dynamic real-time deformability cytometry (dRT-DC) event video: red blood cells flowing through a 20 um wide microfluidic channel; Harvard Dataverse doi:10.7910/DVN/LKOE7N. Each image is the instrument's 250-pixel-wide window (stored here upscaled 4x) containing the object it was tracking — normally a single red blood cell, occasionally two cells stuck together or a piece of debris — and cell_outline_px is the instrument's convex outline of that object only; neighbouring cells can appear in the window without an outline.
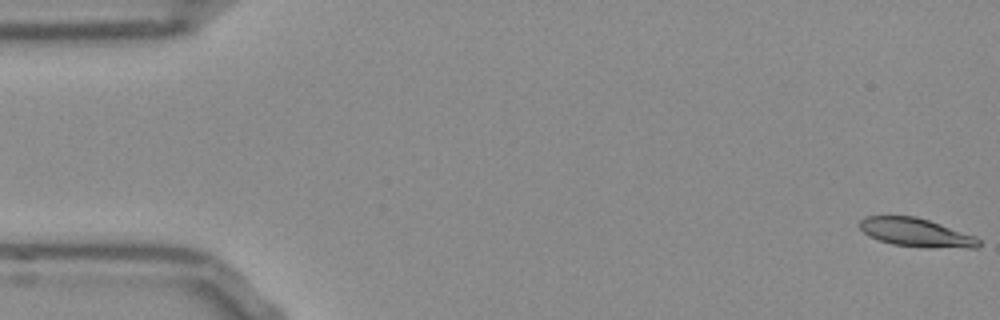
{"species": "Egyptian fruit bat (a non-hibernating species)", "species_latin": "Rousettus aegyptiacus", "temperature_condition": "room temperature", "stored_images_in_passage": 53, "camera_frame_rate_fps": 3000, "um_per_image_px": 0.085, "frame": {"image": 1, "passage_image": 1, "time_ms": 0.0, "image_size_px": [1000, 320], "cell_outline_px": [[980, 244], [976, 248], [928, 248], [892, 244], [868, 236], [860, 228], [860, 220], [864, 216], [916, 216], [976, 236], [980, 240]], "centroid_in_image_um": [77.88, 19.77], "position_along_channel_um": 7.1, "area_um2": 19.83}}
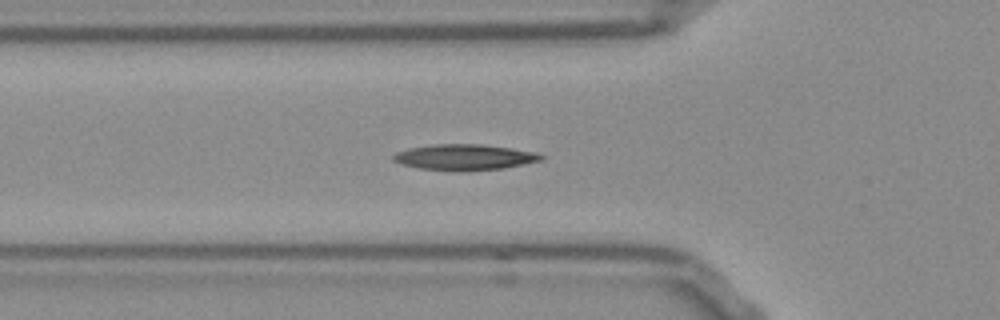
{"frame": {"image": 2, "passage_image": 18, "time_ms": 5.667, "image_size_px": [1000, 320], "cell_outline_px": [[544, 160], [504, 168], [468, 172], [456, 172], [420, 168], [404, 164], [392, 160], [392, 156], [396, 152], [408, 148], [432, 144], [480, 144], [512, 148], [536, 152], [544, 156]], "centroid_in_image_um": [39.5, 13.37], "position_along_channel_um": 86.3, "area_um2": 22.6}}
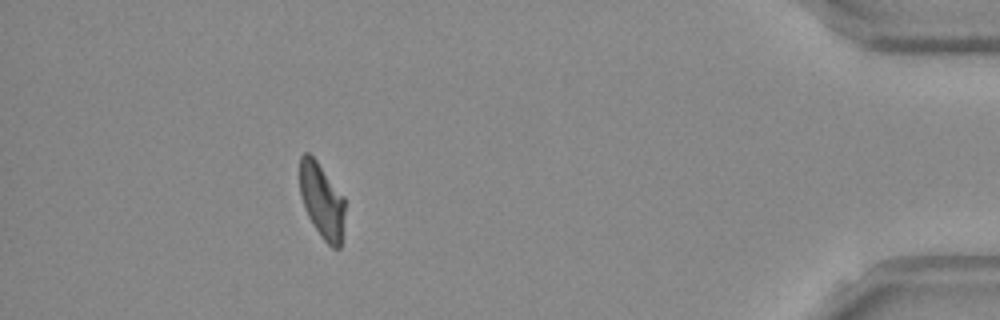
{"frame": {"image": 3, "passage_image": 48, "time_ms": 15.667, "image_size_px": [1000, 320], "cell_outline_px": [[344, 216], [340, 248], [332, 248], [320, 236], [308, 216], [304, 208], [300, 192], [300, 156], [304, 152], [308, 152], [316, 160], [344, 196]], "centroid_in_image_um": [27.35, 17.06], "position_along_channel_um": 407.9, "area_um2": 19.65}, "authors_computed_cell_mechanics": {"area_um2": 20.7502, "velocity_mm_per_s": 3.7954, "shape_relaxation_time_tau1_ms": 9.4875, "shape_relaxation_time_tau2_ms": 5.6083, "deformation_change_tau1": 0.2251, "deformation_change_tau2": 0.1315}}